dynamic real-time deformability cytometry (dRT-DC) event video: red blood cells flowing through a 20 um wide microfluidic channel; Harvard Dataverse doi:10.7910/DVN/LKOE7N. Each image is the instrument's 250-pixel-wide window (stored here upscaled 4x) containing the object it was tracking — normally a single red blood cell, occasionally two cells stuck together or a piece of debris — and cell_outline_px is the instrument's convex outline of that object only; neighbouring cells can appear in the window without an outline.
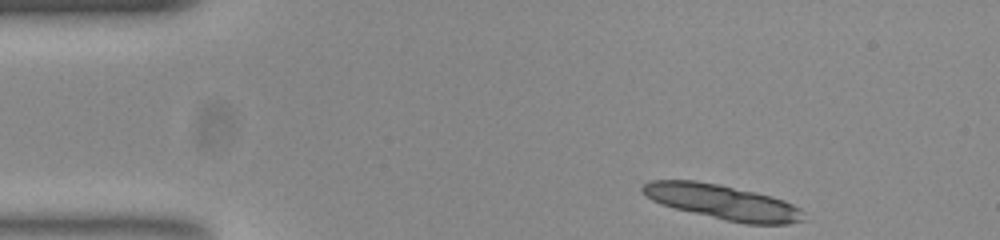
{"species": "common noctule bat (a hibernating species)", "species_latin": "Nyctalus noctula", "temperature_condition": "room temperature", "stored_images_in_passage": 38, "camera_frame_rate_fps": 3000, "um_per_image_px": 0.085, "animal": {"sex": "female", "body_mass_g": 23.0, "forearm_length_mm": 53.4}, "frame": {"image": 1, "passage_image": 1, "time_ms": 0.0, "image_size_px": [1000, 240], "cell_outline_px": [[804, 220], [788, 224], [748, 224], [728, 220], [676, 208], [660, 204], [652, 200], [640, 188], [648, 180], [696, 180], [720, 184], [772, 196], [784, 200], [800, 208], [804, 212]], "centroid_in_image_um": [61.45, 17.16], "position_along_channel_um": 23.6, "area_um2": 32.37}}
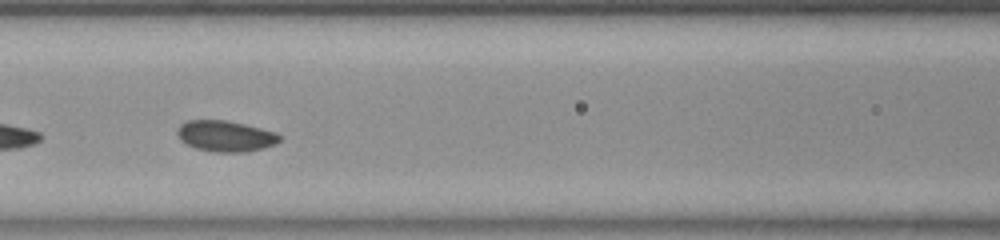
{"frame": {"image": 2, "passage_image": 17, "time_ms": 5.333, "image_size_px": [1000, 240], "cell_outline_px": [[280, 140], [276, 144], [264, 148], [244, 152], [216, 152], [196, 148], [180, 140], [176, 132], [176, 128], [180, 124], [188, 120], [228, 120], [276, 132], [280, 136]], "centroid_in_image_um": [19.15, 11.56], "position_along_channel_um": 147.4, "area_um2": 18.5}}
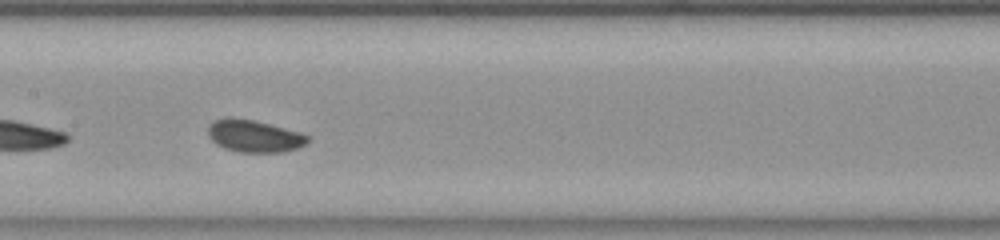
{"frame": {"image": 3, "passage_image": 20, "time_ms": 6.333, "image_size_px": [1000, 240], "cell_outline_px": [[308, 140], [304, 144], [296, 148], [280, 152], [240, 152], [224, 148], [216, 144], [208, 136], [208, 124], [212, 120], [224, 116], [232, 116], [252, 120], [300, 132], [308, 136]], "centroid_in_image_um": [21.51, 11.54], "position_along_channel_um": 185.9, "area_um2": 18.73}, "authors_computed_cell_mechanics": {"area_um2": 18.3515, "velocity_mm_per_s": 3.8634, "shape_relaxation_time_tau1_ms": 0.4826, "shape_relaxation_time_tau2_ms": null, "deformation_change_tau1": 0.0345, "deformation_change_tau2": null}}